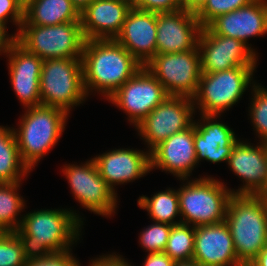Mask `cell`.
I'll return each mask as SVG.
<instances>
[{"mask_svg":"<svg viewBox=\"0 0 267 266\" xmlns=\"http://www.w3.org/2000/svg\"><path fill=\"white\" fill-rule=\"evenodd\" d=\"M175 266H201V265L197 261L190 260V261L176 262Z\"/></svg>","mask_w":267,"mask_h":266,"instance_id":"obj_42","label":"cell"},{"mask_svg":"<svg viewBox=\"0 0 267 266\" xmlns=\"http://www.w3.org/2000/svg\"><path fill=\"white\" fill-rule=\"evenodd\" d=\"M208 27L217 35L236 38L251 48L248 39L267 33V0H254L214 19Z\"/></svg>","mask_w":267,"mask_h":266,"instance_id":"obj_19","label":"cell"},{"mask_svg":"<svg viewBox=\"0 0 267 266\" xmlns=\"http://www.w3.org/2000/svg\"><path fill=\"white\" fill-rule=\"evenodd\" d=\"M12 20L14 25L18 28L17 33L15 35H11L13 39H15L19 33L22 22L24 21V10L22 7L16 2V0H0V28H2L5 32H7V20Z\"/></svg>","mask_w":267,"mask_h":266,"instance_id":"obj_33","label":"cell"},{"mask_svg":"<svg viewBox=\"0 0 267 266\" xmlns=\"http://www.w3.org/2000/svg\"><path fill=\"white\" fill-rule=\"evenodd\" d=\"M201 56V72L213 73L240 66H257L256 55L242 41L215 34L203 27L198 38Z\"/></svg>","mask_w":267,"mask_h":266,"instance_id":"obj_13","label":"cell"},{"mask_svg":"<svg viewBox=\"0 0 267 266\" xmlns=\"http://www.w3.org/2000/svg\"><path fill=\"white\" fill-rule=\"evenodd\" d=\"M248 266H267V245L257 254Z\"/></svg>","mask_w":267,"mask_h":266,"instance_id":"obj_39","label":"cell"},{"mask_svg":"<svg viewBox=\"0 0 267 266\" xmlns=\"http://www.w3.org/2000/svg\"><path fill=\"white\" fill-rule=\"evenodd\" d=\"M192 260L201 266H243L238 261L233 238L225 221L195 227Z\"/></svg>","mask_w":267,"mask_h":266,"instance_id":"obj_22","label":"cell"},{"mask_svg":"<svg viewBox=\"0 0 267 266\" xmlns=\"http://www.w3.org/2000/svg\"><path fill=\"white\" fill-rule=\"evenodd\" d=\"M15 40L42 60L82 58L85 38L81 22L51 26L21 25Z\"/></svg>","mask_w":267,"mask_h":266,"instance_id":"obj_8","label":"cell"},{"mask_svg":"<svg viewBox=\"0 0 267 266\" xmlns=\"http://www.w3.org/2000/svg\"><path fill=\"white\" fill-rule=\"evenodd\" d=\"M62 172L82 208L94 214L112 217L117 208L118 196L100 176L93 158L81 165L66 164Z\"/></svg>","mask_w":267,"mask_h":266,"instance_id":"obj_11","label":"cell"},{"mask_svg":"<svg viewBox=\"0 0 267 266\" xmlns=\"http://www.w3.org/2000/svg\"><path fill=\"white\" fill-rule=\"evenodd\" d=\"M100 176L113 190L117 185L133 182L151 171L150 152L147 150L120 148L93 157ZM116 185V186H115Z\"/></svg>","mask_w":267,"mask_h":266,"instance_id":"obj_18","label":"cell"},{"mask_svg":"<svg viewBox=\"0 0 267 266\" xmlns=\"http://www.w3.org/2000/svg\"><path fill=\"white\" fill-rule=\"evenodd\" d=\"M133 8L149 12H172L181 9L177 0H130Z\"/></svg>","mask_w":267,"mask_h":266,"instance_id":"obj_35","label":"cell"},{"mask_svg":"<svg viewBox=\"0 0 267 266\" xmlns=\"http://www.w3.org/2000/svg\"><path fill=\"white\" fill-rule=\"evenodd\" d=\"M151 170L160 169L187 181L198 165L194 147V125L165 139L150 152Z\"/></svg>","mask_w":267,"mask_h":266,"instance_id":"obj_17","label":"cell"},{"mask_svg":"<svg viewBox=\"0 0 267 266\" xmlns=\"http://www.w3.org/2000/svg\"><path fill=\"white\" fill-rule=\"evenodd\" d=\"M13 40L11 36H9L8 32H5L2 28H0V55L5 54L8 44Z\"/></svg>","mask_w":267,"mask_h":266,"instance_id":"obj_40","label":"cell"},{"mask_svg":"<svg viewBox=\"0 0 267 266\" xmlns=\"http://www.w3.org/2000/svg\"><path fill=\"white\" fill-rule=\"evenodd\" d=\"M21 182L0 183V231L14 232L19 229L25 209V200L17 192ZM21 216L18 219V216Z\"/></svg>","mask_w":267,"mask_h":266,"instance_id":"obj_27","label":"cell"},{"mask_svg":"<svg viewBox=\"0 0 267 266\" xmlns=\"http://www.w3.org/2000/svg\"><path fill=\"white\" fill-rule=\"evenodd\" d=\"M153 223L154 224L148 225L147 228L144 227L142 232H140L139 243L147 253L163 252L166 247L172 225L155 221Z\"/></svg>","mask_w":267,"mask_h":266,"instance_id":"obj_30","label":"cell"},{"mask_svg":"<svg viewBox=\"0 0 267 266\" xmlns=\"http://www.w3.org/2000/svg\"><path fill=\"white\" fill-rule=\"evenodd\" d=\"M225 223L238 261L248 266L267 245V195L232 194Z\"/></svg>","mask_w":267,"mask_h":266,"instance_id":"obj_3","label":"cell"},{"mask_svg":"<svg viewBox=\"0 0 267 266\" xmlns=\"http://www.w3.org/2000/svg\"><path fill=\"white\" fill-rule=\"evenodd\" d=\"M8 69L13 90L24 108L41 105L40 74L43 60L28 52L15 39L7 47Z\"/></svg>","mask_w":267,"mask_h":266,"instance_id":"obj_15","label":"cell"},{"mask_svg":"<svg viewBox=\"0 0 267 266\" xmlns=\"http://www.w3.org/2000/svg\"><path fill=\"white\" fill-rule=\"evenodd\" d=\"M35 0H16V2L25 10Z\"/></svg>","mask_w":267,"mask_h":266,"instance_id":"obj_43","label":"cell"},{"mask_svg":"<svg viewBox=\"0 0 267 266\" xmlns=\"http://www.w3.org/2000/svg\"><path fill=\"white\" fill-rule=\"evenodd\" d=\"M82 66L87 96L96 91L106 99L143 67L115 39L85 40Z\"/></svg>","mask_w":267,"mask_h":266,"instance_id":"obj_2","label":"cell"},{"mask_svg":"<svg viewBox=\"0 0 267 266\" xmlns=\"http://www.w3.org/2000/svg\"><path fill=\"white\" fill-rule=\"evenodd\" d=\"M132 8L130 0H94L80 12L86 40L115 39Z\"/></svg>","mask_w":267,"mask_h":266,"instance_id":"obj_23","label":"cell"},{"mask_svg":"<svg viewBox=\"0 0 267 266\" xmlns=\"http://www.w3.org/2000/svg\"><path fill=\"white\" fill-rule=\"evenodd\" d=\"M180 4H182L185 0H177Z\"/></svg>","mask_w":267,"mask_h":266,"instance_id":"obj_44","label":"cell"},{"mask_svg":"<svg viewBox=\"0 0 267 266\" xmlns=\"http://www.w3.org/2000/svg\"><path fill=\"white\" fill-rule=\"evenodd\" d=\"M82 58L43 60L40 74L41 105L57 107L68 114L87 100Z\"/></svg>","mask_w":267,"mask_h":266,"instance_id":"obj_6","label":"cell"},{"mask_svg":"<svg viewBox=\"0 0 267 266\" xmlns=\"http://www.w3.org/2000/svg\"><path fill=\"white\" fill-rule=\"evenodd\" d=\"M254 0H208L205 6L196 14L201 27H207L218 16L237 10Z\"/></svg>","mask_w":267,"mask_h":266,"instance_id":"obj_32","label":"cell"},{"mask_svg":"<svg viewBox=\"0 0 267 266\" xmlns=\"http://www.w3.org/2000/svg\"><path fill=\"white\" fill-rule=\"evenodd\" d=\"M157 54L193 50L198 45L201 25L194 13L178 9L157 13Z\"/></svg>","mask_w":267,"mask_h":266,"instance_id":"obj_16","label":"cell"},{"mask_svg":"<svg viewBox=\"0 0 267 266\" xmlns=\"http://www.w3.org/2000/svg\"><path fill=\"white\" fill-rule=\"evenodd\" d=\"M88 266H132L122 255L113 253L104 254L92 259Z\"/></svg>","mask_w":267,"mask_h":266,"instance_id":"obj_36","label":"cell"},{"mask_svg":"<svg viewBox=\"0 0 267 266\" xmlns=\"http://www.w3.org/2000/svg\"><path fill=\"white\" fill-rule=\"evenodd\" d=\"M176 262L166 253H148L144 260L143 266H175Z\"/></svg>","mask_w":267,"mask_h":266,"instance_id":"obj_37","label":"cell"},{"mask_svg":"<svg viewBox=\"0 0 267 266\" xmlns=\"http://www.w3.org/2000/svg\"><path fill=\"white\" fill-rule=\"evenodd\" d=\"M195 227L189 224L172 225L171 232L164 249L175 262L190 261L194 253Z\"/></svg>","mask_w":267,"mask_h":266,"instance_id":"obj_28","label":"cell"},{"mask_svg":"<svg viewBox=\"0 0 267 266\" xmlns=\"http://www.w3.org/2000/svg\"><path fill=\"white\" fill-rule=\"evenodd\" d=\"M238 140L232 149L228 167L243 182L234 194H267V143L256 146L246 140ZM252 144V145H251Z\"/></svg>","mask_w":267,"mask_h":266,"instance_id":"obj_14","label":"cell"},{"mask_svg":"<svg viewBox=\"0 0 267 266\" xmlns=\"http://www.w3.org/2000/svg\"><path fill=\"white\" fill-rule=\"evenodd\" d=\"M144 67L164 86L169 96L193 98L201 77L198 45L190 51L156 54Z\"/></svg>","mask_w":267,"mask_h":266,"instance_id":"obj_9","label":"cell"},{"mask_svg":"<svg viewBox=\"0 0 267 266\" xmlns=\"http://www.w3.org/2000/svg\"><path fill=\"white\" fill-rule=\"evenodd\" d=\"M250 90L251 94H254L248 115L254 127L253 131H256L260 142L267 143V88L256 83Z\"/></svg>","mask_w":267,"mask_h":266,"instance_id":"obj_29","label":"cell"},{"mask_svg":"<svg viewBox=\"0 0 267 266\" xmlns=\"http://www.w3.org/2000/svg\"><path fill=\"white\" fill-rule=\"evenodd\" d=\"M23 246L14 232L0 231V266H25Z\"/></svg>","mask_w":267,"mask_h":266,"instance_id":"obj_31","label":"cell"},{"mask_svg":"<svg viewBox=\"0 0 267 266\" xmlns=\"http://www.w3.org/2000/svg\"><path fill=\"white\" fill-rule=\"evenodd\" d=\"M80 22V12L71 0H35L24 10L21 25L51 26Z\"/></svg>","mask_w":267,"mask_h":266,"instance_id":"obj_24","label":"cell"},{"mask_svg":"<svg viewBox=\"0 0 267 266\" xmlns=\"http://www.w3.org/2000/svg\"><path fill=\"white\" fill-rule=\"evenodd\" d=\"M195 107L193 99L184 96H168L151 111L135 129L140 138L147 143L151 152L165 139L189 128L194 122Z\"/></svg>","mask_w":267,"mask_h":266,"instance_id":"obj_10","label":"cell"},{"mask_svg":"<svg viewBox=\"0 0 267 266\" xmlns=\"http://www.w3.org/2000/svg\"><path fill=\"white\" fill-rule=\"evenodd\" d=\"M83 219L70 208L40 209L23 214L21 225L14 233L22 243L25 260L72 250V245L80 239Z\"/></svg>","mask_w":267,"mask_h":266,"instance_id":"obj_1","label":"cell"},{"mask_svg":"<svg viewBox=\"0 0 267 266\" xmlns=\"http://www.w3.org/2000/svg\"><path fill=\"white\" fill-rule=\"evenodd\" d=\"M157 13L131 8L115 40L142 66L156 54Z\"/></svg>","mask_w":267,"mask_h":266,"instance_id":"obj_20","label":"cell"},{"mask_svg":"<svg viewBox=\"0 0 267 266\" xmlns=\"http://www.w3.org/2000/svg\"><path fill=\"white\" fill-rule=\"evenodd\" d=\"M25 110L19 120V128L13 127V131L20 157L31 171L56 146L65 130L69 114L60 108L46 105Z\"/></svg>","mask_w":267,"mask_h":266,"instance_id":"obj_4","label":"cell"},{"mask_svg":"<svg viewBox=\"0 0 267 266\" xmlns=\"http://www.w3.org/2000/svg\"><path fill=\"white\" fill-rule=\"evenodd\" d=\"M71 251L53 253L45 258L26 261L25 266H81Z\"/></svg>","mask_w":267,"mask_h":266,"instance_id":"obj_34","label":"cell"},{"mask_svg":"<svg viewBox=\"0 0 267 266\" xmlns=\"http://www.w3.org/2000/svg\"><path fill=\"white\" fill-rule=\"evenodd\" d=\"M29 173L20 157L13 127L0 126V183L22 182Z\"/></svg>","mask_w":267,"mask_h":266,"instance_id":"obj_25","label":"cell"},{"mask_svg":"<svg viewBox=\"0 0 267 266\" xmlns=\"http://www.w3.org/2000/svg\"><path fill=\"white\" fill-rule=\"evenodd\" d=\"M256 66H240L213 73H202L194 95L195 111L200 115L221 116L242 98L244 92L256 84L253 73ZM252 84V85H251Z\"/></svg>","mask_w":267,"mask_h":266,"instance_id":"obj_7","label":"cell"},{"mask_svg":"<svg viewBox=\"0 0 267 266\" xmlns=\"http://www.w3.org/2000/svg\"><path fill=\"white\" fill-rule=\"evenodd\" d=\"M73 5L79 10L83 11L94 0H71Z\"/></svg>","mask_w":267,"mask_h":266,"instance_id":"obj_41","label":"cell"},{"mask_svg":"<svg viewBox=\"0 0 267 266\" xmlns=\"http://www.w3.org/2000/svg\"><path fill=\"white\" fill-rule=\"evenodd\" d=\"M168 96L164 86L143 66L107 100L127 113L128 121L136 127Z\"/></svg>","mask_w":267,"mask_h":266,"instance_id":"obj_12","label":"cell"},{"mask_svg":"<svg viewBox=\"0 0 267 266\" xmlns=\"http://www.w3.org/2000/svg\"><path fill=\"white\" fill-rule=\"evenodd\" d=\"M217 115H203L194 120V147L197 163L206 160L211 163L227 162L232 149L239 140L231 129Z\"/></svg>","mask_w":267,"mask_h":266,"instance_id":"obj_21","label":"cell"},{"mask_svg":"<svg viewBox=\"0 0 267 266\" xmlns=\"http://www.w3.org/2000/svg\"><path fill=\"white\" fill-rule=\"evenodd\" d=\"M195 179H189L178 189L182 223L197 227L224 222L228 201L235 190L211 176Z\"/></svg>","mask_w":267,"mask_h":266,"instance_id":"obj_5","label":"cell"},{"mask_svg":"<svg viewBox=\"0 0 267 266\" xmlns=\"http://www.w3.org/2000/svg\"><path fill=\"white\" fill-rule=\"evenodd\" d=\"M208 0H185L181 8L195 15L205 6Z\"/></svg>","mask_w":267,"mask_h":266,"instance_id":"obj_38","label":"cell"},{"mask_svg":"<svg viewBox=\"0 0 267 266\" xmlns=\"http://www.w3.org/2000/svg\"><path fill=\"white\" fill-rule=\"evenodd\" d=\"M137 203L141 209L148 212L152 221L169 225L182 223L181 219L175 221V218L180 216L178 190L168 188L154 193L151 198L143 195L139 197Z\"/></svg>","mask_w":267,"mask_h":266,"instance_id":"obj_26","label":"cell"}]
</instances>
